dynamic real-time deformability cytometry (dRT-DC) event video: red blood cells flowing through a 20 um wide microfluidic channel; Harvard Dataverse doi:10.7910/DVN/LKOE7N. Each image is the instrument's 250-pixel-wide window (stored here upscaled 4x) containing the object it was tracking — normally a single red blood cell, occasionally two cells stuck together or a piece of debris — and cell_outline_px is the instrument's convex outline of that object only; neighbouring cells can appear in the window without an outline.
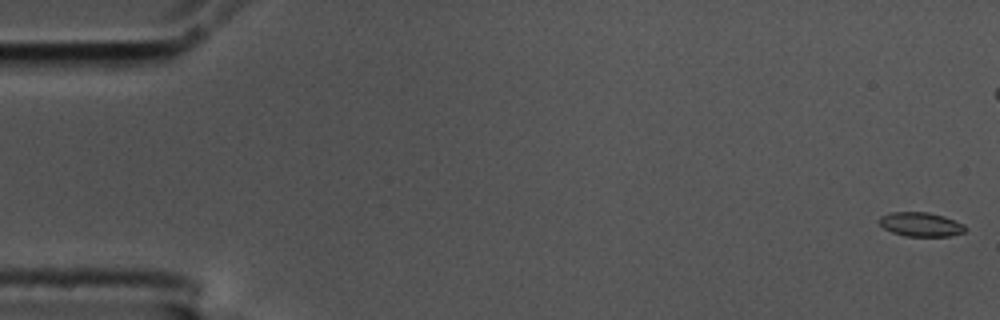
{"species": "common noctule bat (a hibernating species)", "species_latin": "Nyctalus noctula", "temperature_condition": "cold", "stored_images_in_passage": 57, "camera_frame_rate_fps": 3000, "um_per_image_px": 0.085, "animal": {"sex": "male", "body_mass_g": 17.5, "forearm_length_mm": 52.3}, "frame": {"image": 1, "passage_image": 1, "time_ms": 0.0, "image_size_px": [1000, 320], "cell_outline_px": [[968, 228], [964, 232], [948, 236], [904, 236], [892, 232], [884, 228], [880, 224], [880, 216], [892, 212], [928, 212], [944, 216], [964, 224]], "centroid_in_image_um": [78.29, 19.07], "position_along_channel_um": 6.7, "area_um2": 12.08}}
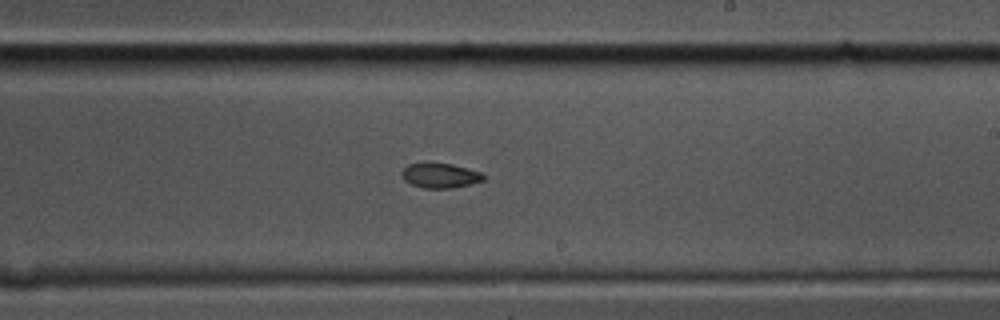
{"frame": {"image": 2, "passage_image": 33, "time_ms": 10.667, "image_size_px": [1000, 320], "cell_outline_px": [[484, 180], [452, 188], [424, 188], [412, 184], [404, 180], [400, 176], [400, 172], [408, 164], [424, 160], [452, 164], [480, 172], [484, 176]], "centroid_in_image_um": [37.32, 14.87], "position_along_channel_um": 251.7, "area_um2": 12.14}}
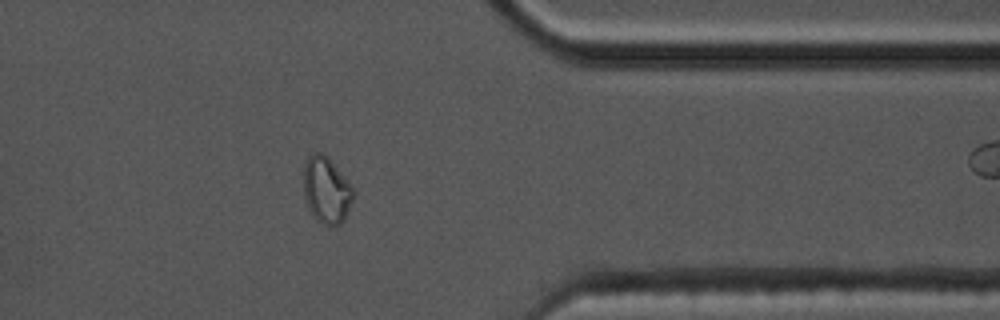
{"frame": {"image": 3, "passage_image": 45, "time_ms": 14.667, "image_size_px": [1000, 320], "cell_outline_px": [[352, 200], [344, 220], [340, 224], [324, 224], [316, 220], [312, 216], [308, 208], [304, 196], [304, 164], [308, 156], [312, 152], [324, 152], [328, 156], [352, 184]], "centroid_in_image_um": [27.73, 16.11], "position_along_channel_um": 383.7, "area_um2": 19.36}, "authors_computed_cell_mechanics": {"area_um2": 12.4848, "velocity_mm_per_s": 3.6208, "shape_relaxation_time_tau1_ms": null, "shape_relaxation_time_tau2_ms": 3.6977, "deformation_change_tau1": null, "deformation_change_tau2": 0.0695}}